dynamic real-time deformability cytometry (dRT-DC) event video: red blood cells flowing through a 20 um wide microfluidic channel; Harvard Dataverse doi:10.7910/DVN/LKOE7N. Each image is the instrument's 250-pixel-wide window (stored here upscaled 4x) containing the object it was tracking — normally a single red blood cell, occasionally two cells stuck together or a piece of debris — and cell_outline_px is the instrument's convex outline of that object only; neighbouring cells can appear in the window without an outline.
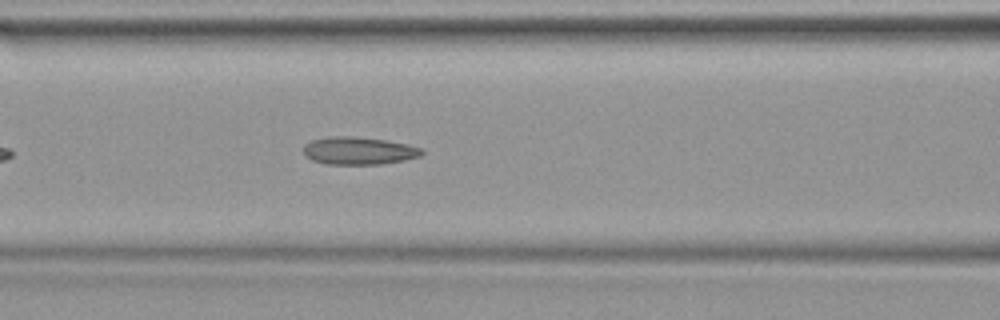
{"species": "common noctule bat (a hibernating species)", "species_latin": "Nyctalus noctula", "temperature_condition": "warm", "stored_images_in_passage": 29, "camera_frame_rate_fps": 3000, "um_per_image_px": 0.085, "animal": {"sex": "female", "body_mass_g": 19.9}, "frame": {"image": 1, "passage_image": 6, "time_ms": 1.667, "image_size_px": [1000, 320], "cell_outline_px": [[424, 152], [420, 156], [404, 160], [380, 164], [328, 164], [312, 160], [304, 156], [304, 144], [312, 140], [328, 136], [348, 136], [384, 140], [408, 144], [424, 148]], "centroid_in_image_um": [30.49, 12.81], "position_along_channel_um": 136.1, "area_um2": 19.07}}